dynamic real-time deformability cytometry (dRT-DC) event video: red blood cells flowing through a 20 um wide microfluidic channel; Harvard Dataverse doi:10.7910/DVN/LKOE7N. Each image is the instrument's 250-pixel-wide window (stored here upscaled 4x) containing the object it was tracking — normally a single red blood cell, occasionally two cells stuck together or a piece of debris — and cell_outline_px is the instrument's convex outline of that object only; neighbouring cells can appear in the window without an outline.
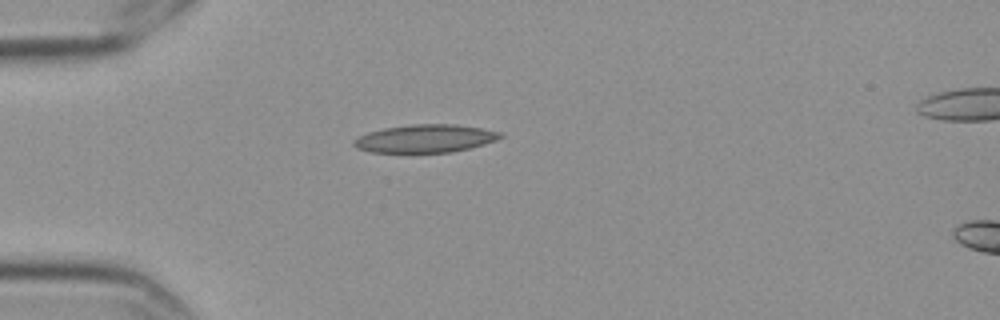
{"species": "Egyptian fruit bat (a non-hibernating species)", "species_latin": "Rousettus aegyptiacus", "temperature_condition": "cold", "stored_images_in_passage": 12, "camera_frame_rate_fps": 3000, "um_per_image_px": 0.085, "frame": {"image": 1, "passage_image": 1, "time_ms": 0.0, "image_size_px": [1000, 320], "cell_outline_px": [[504, 136], [496, 140], [484, 144], [452, 152], [372, 152], [356, 148], [352, 144], [352, 140], [368, 132], [384, 128], [412, 124], [456, 124], [480, 128], [500, 132]], "centroid_in_image_um": [36.12, 11.77], "position_along_channel_um": 48.9, "area_um2": 23.76}}
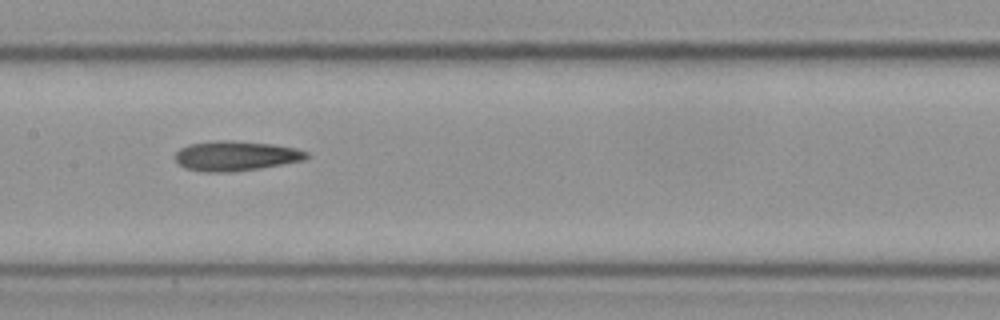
{"frame": {"image": 2, "passage_image": 5, "time_ms": 1.333, "image_size_px": [1000, 320], "cell_outline_px": [[308, 156], [304, 160], [260, 168], [232, 172], [204, 172], [184, 168], [176, 160], [176, 152], [180, 148], [188, 144], [216, 140], [232, 140], [272, 144], [296, 148], [308, 152]], "centroid_in_image_um": [20.02, 13.25], "position_along_channel_um": 187.4, "area_um2": 22.89}}
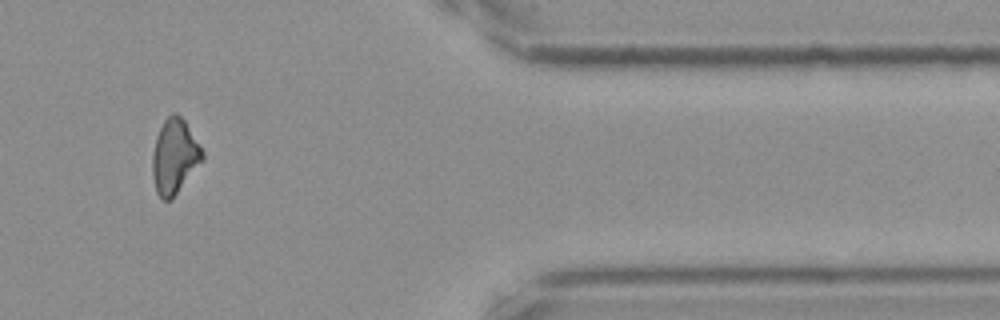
{"frame": {"image": 3, "passage_image": 10, "time_ms": 3.0, "image_size_px": [1000, 320], "cell_outline_px": [[204, 160], [172, 200], [160, 200], [156, 192], [152, 176], [152, 152], [156, 136], [164, 120], [172, 112], [176, 112], [184, 120], [204, 152]], "centroid_in_image_um": [14.83, 13.33], "position_along_channel_um": 396.6, "area_um2": 22.08}}